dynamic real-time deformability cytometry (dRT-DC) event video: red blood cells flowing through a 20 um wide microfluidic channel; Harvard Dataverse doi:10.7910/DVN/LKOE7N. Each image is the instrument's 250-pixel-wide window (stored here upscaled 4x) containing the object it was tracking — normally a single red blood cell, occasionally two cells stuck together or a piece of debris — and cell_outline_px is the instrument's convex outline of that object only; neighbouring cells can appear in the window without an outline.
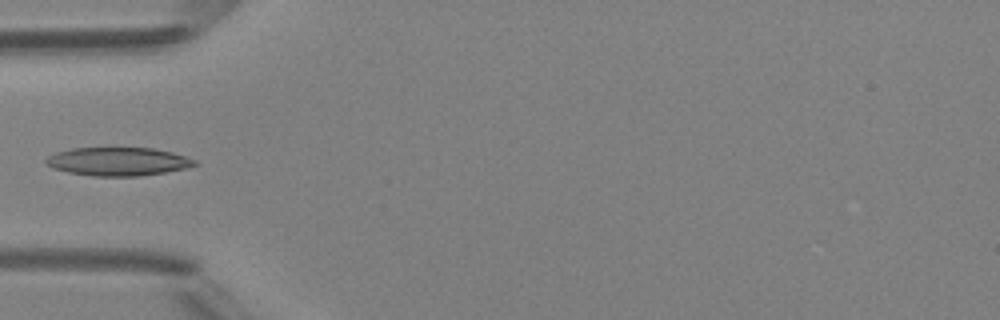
{"species": "Egyptian fruit bat (a non-hibernating species)", "species_latin": "Rousettus aegyptiacus", "temperature_condition": "room temperature", "stored_images_in_passage": 5, "camera_frame_rate_fps": 3000, "um_per_image_px": 0.085, "animal": {"sex": "female"}, "frame": {"image": 1, "passage_image": 5, "time_ms": 4.333, "image_size_px": [1000, 320], "cell_outline_px": [[200, 164], [184, 168], [164, 172], [140, 176], [92, 176], [68, 172], [52, 168], [44, 164], [44, 160], [48, 156], [56, 152], [72, 148], [152, 148], [172, 152], [196, 160]], "centroid_in_image_um": [10.0, 13.73], "position_along_channel_um": 75.0, "area_um2": 24.62}}